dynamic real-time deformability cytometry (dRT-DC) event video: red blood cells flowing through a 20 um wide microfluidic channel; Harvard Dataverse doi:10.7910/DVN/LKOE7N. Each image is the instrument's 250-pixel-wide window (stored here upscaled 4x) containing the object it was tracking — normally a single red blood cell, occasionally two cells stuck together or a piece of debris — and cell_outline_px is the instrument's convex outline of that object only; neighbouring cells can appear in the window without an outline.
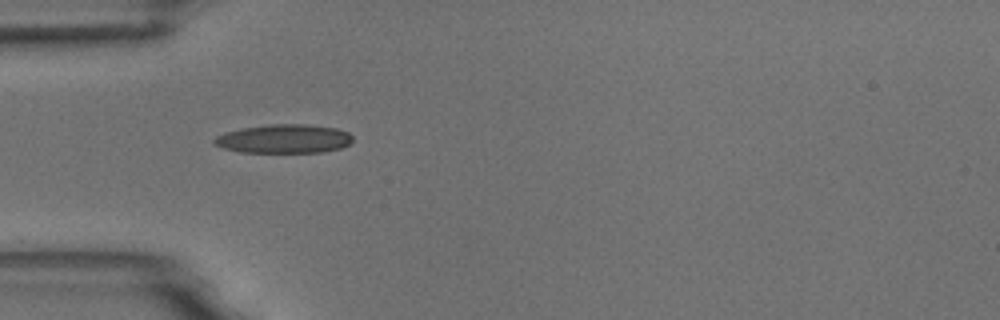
{"species": "common noctule bat (a hibernating species)", "species_latin": "Nyctalus noctula", "temperature_condition": "room temperature", "stored_images_in_passage": 2, "camera_frame_rate_fps": 3000, "um_per_image_px": 0.085, "animal": {"sex": "male", "body_mass_g": 18.8}, "frame": {"image": 1, "passage_image": 1, "time_ms": 0.0, "image_size_px": [1000, 320], "cell_outline_px": [[352, 140], [348, 144], [340, 148], [324, 152], [240, 152], [224, 148], [212, 144], [212, 140], [216, 136], [224, 132], [244, 128], [272, 124], [304, 124], [336, 128], [348, 132], [352, 136]], "centroid_in_image_um": [24.11, 11.8], "position_along_channel_um": 60.9, "area_um2": 23.18}}